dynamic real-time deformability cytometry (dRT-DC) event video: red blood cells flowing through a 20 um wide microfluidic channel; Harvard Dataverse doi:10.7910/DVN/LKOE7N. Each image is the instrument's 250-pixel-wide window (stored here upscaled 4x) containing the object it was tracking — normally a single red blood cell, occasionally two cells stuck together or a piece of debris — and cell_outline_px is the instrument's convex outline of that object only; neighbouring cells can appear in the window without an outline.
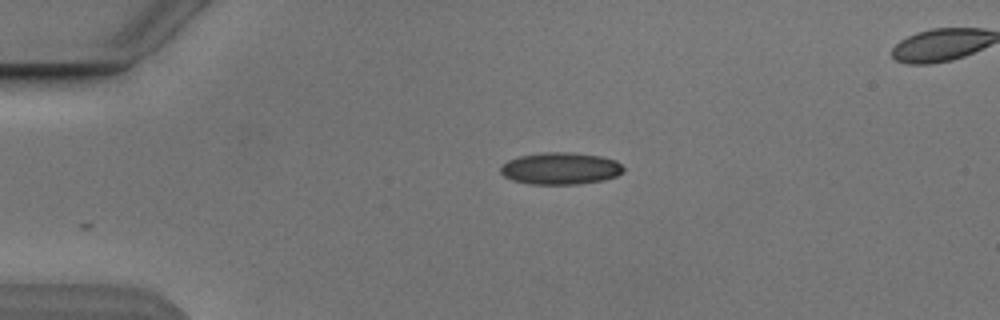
{"species": "Egyptian fruit bat (a non-hibernating species)", "species_latin": "Rousettus aegyptiacus", "temperature_condition": "cold", "stored_images_in_passage": 2, "camera_frame_rate_fps": 3000, "um_per_image_px": 0.085, "animal": {"sex": "male"}, "frame": {"image": 1, "passage_image": 2, "time_ms": 1.0, "image_size_px": [1000, 320], "cell_outline_px": [[624, 172], [616, 176], [604, 180], [576, 184], [532, 184], [512, 180], [504, 176], [500, 172], [500, 164], [508, 160], [520, 156], [544, 152], [572, 152], [600, 156], [616, 160], [624, 168]], "centroid_in_image_um": [47.63, 14.31], "position_along_channel_um": 37.4, "area_um2": 23.0}}